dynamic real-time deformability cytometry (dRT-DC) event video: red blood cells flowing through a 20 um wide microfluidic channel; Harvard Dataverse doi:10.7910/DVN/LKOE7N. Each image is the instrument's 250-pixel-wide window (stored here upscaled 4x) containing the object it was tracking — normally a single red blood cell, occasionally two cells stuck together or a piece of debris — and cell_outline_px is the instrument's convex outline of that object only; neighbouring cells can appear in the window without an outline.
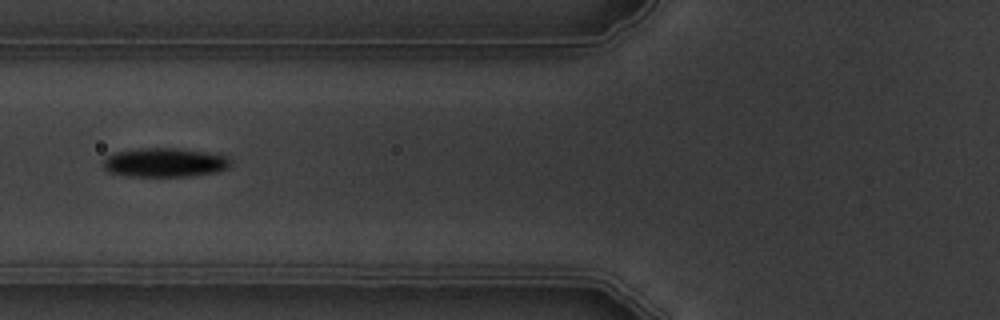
{"species": "common noctule bat (a hibernating species)", "species_latin": "Nyctalus noctula", "temperature_condition": "warm", "stored_images_in_passage": 2, "camera_frame_rate_fps": 3000, "um_per_image_px": 0.085, "animal": {"sex": "male", "body_mass_g": 19.5, "forearm_length_mm": 54.6}, "frame": {"image": 1, "passage_image": 2, "time_ms": 1.333, "image_size_px": [1000, 320], "cell_outline_px": [[228, 164], [224, 168], [212, 172], [188, 176], [128, 176], [108, 172], [104, 168], [104, 160], [108, 156], [116, 152], [140, 148], [180, 148], [204, 152], [224, 156], [228, 160]], "centroid_in_image_um": [13.9, 13.81], "position_along_channel_um": 111.9, "area_um2": 20.98}}